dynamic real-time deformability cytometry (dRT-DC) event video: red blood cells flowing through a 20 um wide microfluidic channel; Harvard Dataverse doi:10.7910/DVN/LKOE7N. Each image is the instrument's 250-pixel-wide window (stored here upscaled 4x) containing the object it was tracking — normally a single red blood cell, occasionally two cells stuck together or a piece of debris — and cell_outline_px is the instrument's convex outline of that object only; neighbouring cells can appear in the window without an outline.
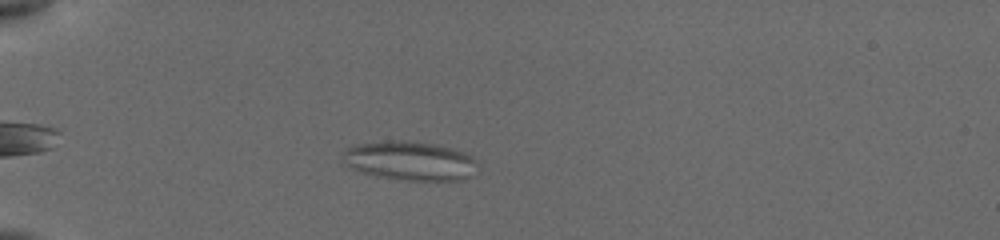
{"species": "common noctule bat (a hibernating species)", "species_latin": "Nyctalus noctula", "temperature_condition": "cold", "stored_images_in_passage": 46, "camera_frame_rate_fps": 3000, "um_per_image_px": 0.085, "animal": {"sex": "female", "body_mass_g": 19.5, "forearm_length_mm": 54.1}, "frame": {"image": 1, "passage_image": 4, "time_ms": 0.667, "image_size_px": [1000, 240], "cell_outline_px": [[476, 160], [468, 176], [464, 180], [408, 180], [376, 176], [348, 168], [344, 164], [340, 156], [340, 152], [344, 148], [352, 144], [388, 140], [408, 140], [436, 144], [452, 148], [472, 156]], "centroid_in_image_um": [34.69, 13.64], "position_along_channel_um": 50.3, "area_um2": 30.98}}
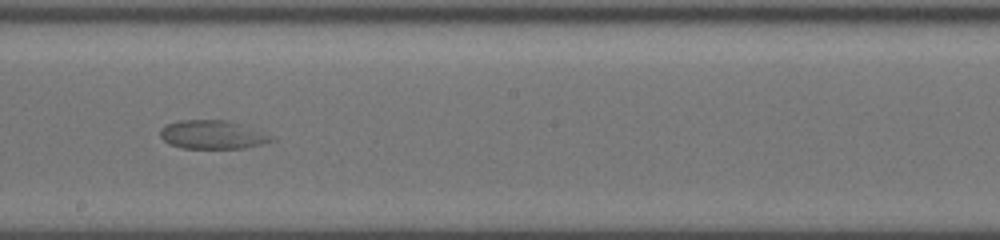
{"frame": {"image": 2, "passage_image": 23, "time_ms": 6.333, "image_size_px": [1000, 240], "cell_outline_px": [[276, 140], [244, 148], [180, 148], [168, 144], [160, 136], [160, 128], [168, 124], [180, 120], [228, 120], [276, 136]], "centroid_in_image_um": [18.07, 11.45], "position_along_channel_um": 230.1, "area_um2": 18.61}}
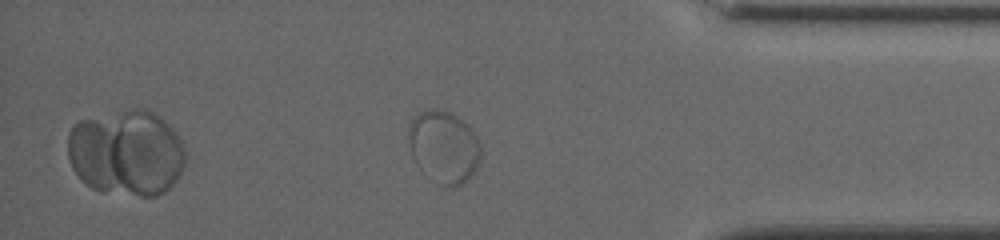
{"frame": {"image": 3, "passage_image": 41, "time_ms": 11.333, "image_size_px": [1000, 240], "cell_outline_px": [[480, 160], [476, 172], [464, 184], [452, 188], [444, 188], [436, 184], [424, 176], [416, 164], [412, 156], [408, 140], [408, 128], [412, 120], [420, 112], [432, 108], [436, 108], [448, 112], [456, 116], [468, 124], [476, 136], [480, 144]], "centroid_in_image_um": [37.73, 12.56], "position_along_channel_um": 397.5, "area_um2": 31.27}}